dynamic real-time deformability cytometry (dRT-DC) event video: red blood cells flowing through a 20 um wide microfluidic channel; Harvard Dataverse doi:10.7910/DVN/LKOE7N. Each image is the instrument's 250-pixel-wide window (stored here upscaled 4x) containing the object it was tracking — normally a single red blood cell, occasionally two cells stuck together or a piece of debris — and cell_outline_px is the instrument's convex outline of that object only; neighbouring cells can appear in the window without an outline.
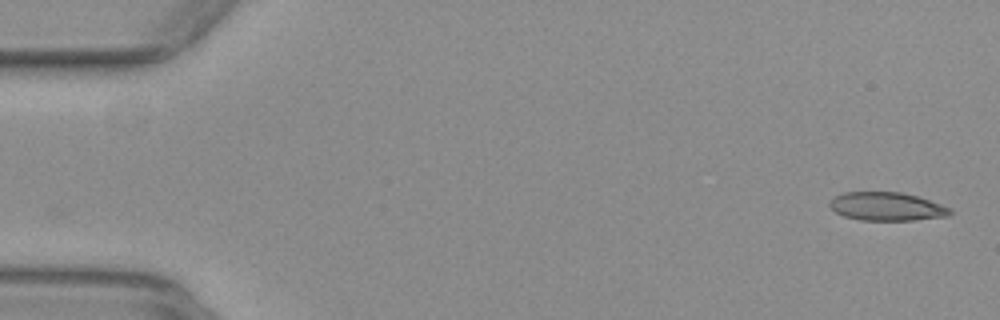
{"species": "common noctule bat (a hibernating species)", "species_latin": "Nyctalus noctula", "temperature_condition": "warm", "stored_images_in_passage": 44, "camera_frame_rate_fps": 3000, "um_per_image_px": 0.085, "animal": {"sex": "female", "body_mass_g": 29.2, "forearm_length_mm": 56.3}, "frame": {"image": 1, "passage_image": 1, "time_ms": 0.0, "image_size_px": [1000, 320], "cell_outline_px": [[952, 212], [948, 216], [912, 220], [860, 220], [844, 216], [836, 212], [828, 204], [836, 196], [844, 192], [900, 192], [916, 196], [952, 208]], "centroid_in_image_um": [75.38, 17.55], "position_along_channel_um": 9.6, "area_um2": 19.71}}
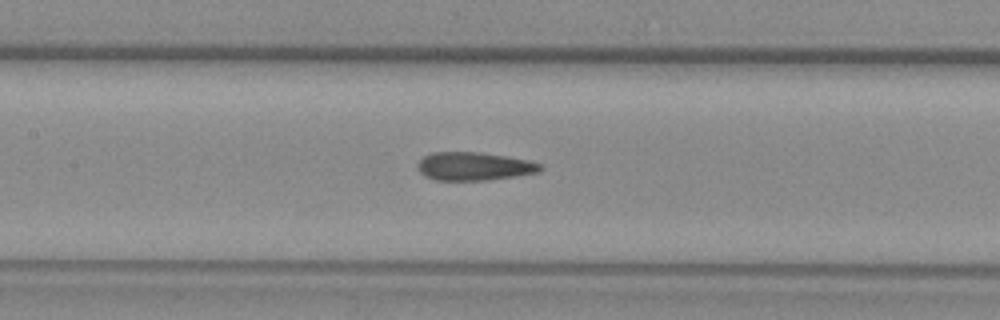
{"frame": {"image": 2, "passage_image": 24, "time_ms": 7.667, "image_size_px": [1000, 320], "cell_outline_px": [[544, 168], [540, 172], [516, 176], [488, 180], [436, 180], [424, 176], [416, 168], [416, 164], [424, 156], [432, 152], [480, 152], [508, 156], [528, 160], [544, 164]], "centroid_in_image_um": [40.32, 14.13], "position_along_channel_um": 167.1, "area_um2": 20.52}}
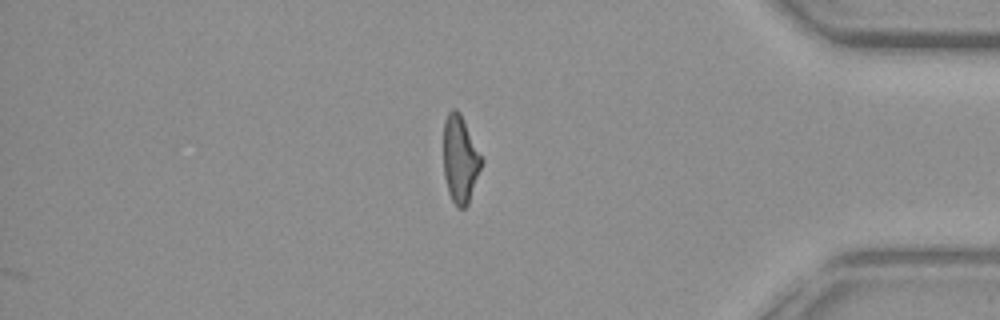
{"frame": {"image": 3, "passage_image": 44, "time_ms": 14.333, "image_size_px": [1000, 320], "cell_outline_px": [[484, 160], [468, 204], [464, 208], [456, 208], [448, 192], [444, 176], [444, 120], [448, 112], [452, 108], [456, 108], [460, 112]], "centroid_in_image_um": [39.12, 13.53], "position_along_channel_um": 396.1, "area_um2": 19.48}, "authors_computed_cell_mechanics": {"area_um2": 20.6057, "velocity_mm_per_s": 3.9287, "shape_relaxation_time_tau1_ms": null, "shape_relaxation_time_tau2_ms": 1.9711, "deformation_change_tau1": null, "deformation_change_tau2": 0.1156}}